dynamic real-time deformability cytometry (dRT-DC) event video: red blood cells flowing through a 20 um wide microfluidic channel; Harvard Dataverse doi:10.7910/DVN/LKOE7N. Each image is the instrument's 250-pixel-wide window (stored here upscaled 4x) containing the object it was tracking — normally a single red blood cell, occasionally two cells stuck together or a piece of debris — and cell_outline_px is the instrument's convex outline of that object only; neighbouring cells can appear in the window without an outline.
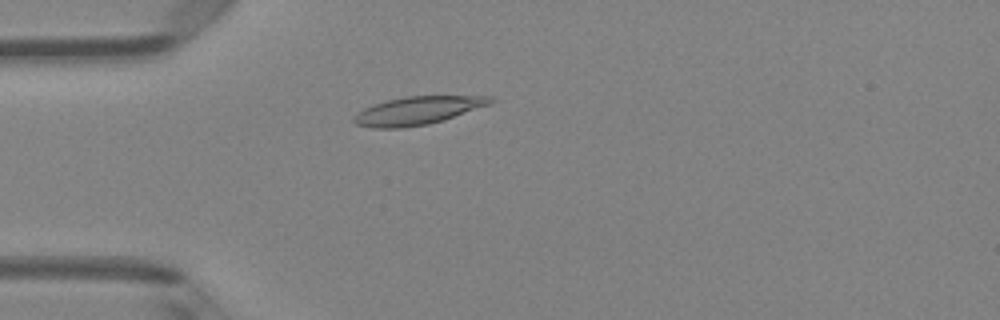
{"species": "Egyptian fruit bat (a non-hibernating species)", "species_latin": "Rousettus aegyptiacus", "temperature_condition": "room temperature", "stored_images_in_passage": 3, "camera_frame_rate_fps": 3000, "um_per_image_px": 0.085, "animal": {"sex": "female"}, "frame": {"image": 1, "passage_image": 3, "time_ms": 3.0, "image_size_px": [1000, 320], "cell_outline_px": [[496, 100], [492, 104], [444, 120], [428, 124], [404, 128], [372, 128], [356, 124], [352, 120], [352, 116], [364, 108], [388, 100], [404, 96], [492, 96]], "centroid_in_image_um": [35.53, 9.4], "position_along_channel_um": 49.5, "area_um2": 22.48}}